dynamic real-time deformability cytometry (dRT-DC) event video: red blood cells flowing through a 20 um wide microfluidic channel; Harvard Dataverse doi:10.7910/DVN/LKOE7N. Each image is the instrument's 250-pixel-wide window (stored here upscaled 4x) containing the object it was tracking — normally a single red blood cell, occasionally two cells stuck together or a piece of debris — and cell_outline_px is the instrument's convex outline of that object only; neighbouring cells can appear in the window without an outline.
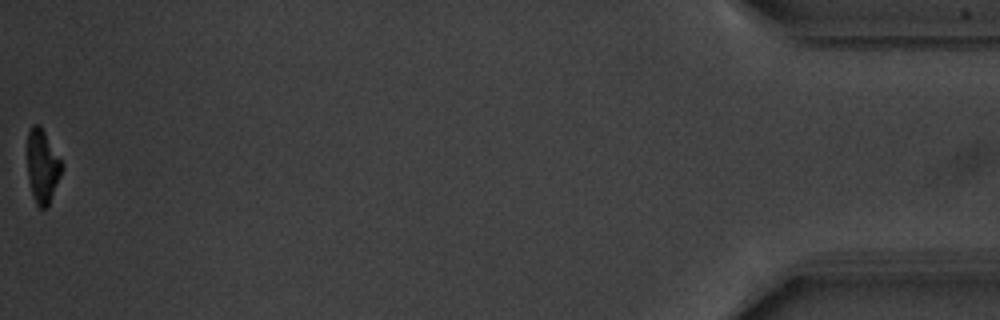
{"species": "common noctule bat (a hibernating species)", "species_latin": "Nyctalus noctula", "temperature_condition": "warm", "stored_images_in_passage": 50, "camera_frame_rate_fps": 3000, "um_per_image_px": 0.085, "animal": {"sex": "male", "body_mass_g": 20.1, "forearm_length_mm": 53.5}, "frame": {"image": 1, "passage_image": 50, "time_ms": 16.333, "image_size_px": [1000, 320], "cell_outline_px": [[64, 168], [48, 204], [44, 208], [40, 208], [36, 204], [32, 192], [28, 176], [28, 132], [32, 124], [36, 124], [44, 132], [64, 164]], "centroid_in_image_um": [3.63, 14.13], "position_along_channel_um": 431.6, "area_um2": 14.39}, "authors_computed_cell_mechanics": {"area_um2": 16.6175, "velocity_mm_per_s": 3.7611, "shape_relaxation_time_tau1_ms": 2.6723, "shape_relaxation_time_tau2_ms": 7.4155, "deformation_change_tau1": 0.1672, "deformation_change_tau2": 0.1342}}